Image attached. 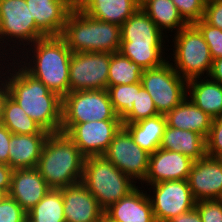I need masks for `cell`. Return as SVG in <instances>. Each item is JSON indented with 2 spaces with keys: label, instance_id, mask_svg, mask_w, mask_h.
<instances>
[{
  "label": "cell",
  "instance_id": "39",
  "mask_svg": "<svg viewBox=\"0 0 222 222\" xmlns=\"http://www.w3.org/2000/svg\"><path fill=\"white\" fill-rule=\"evenodd\" d=\"M12 134L6 126L0 124V164L9 165V143Z\"/></svg>",
  "mask_w": 222,
  "mask_h": 222
},
{
  "label": "cell",
  "instance_id": "14",
  "mask_svg": "<svg viewBox=\"0 0 222 222\" xmlns=\"http://www.w3.org/2000/svg\"><path fill=\"white\" fill-rule=\"evenodd\" d=\"M103 156L134 182L139 181L142 184L144 181L150 153L140 148L123 126L115 134Z\"/></svg>",
  "mask_w": 222,
  "mask_h": 222
},
{
  "label": "cell",
  "instance_id": "41",
  "mask_svg": "<svg viewBox=\"0 0 222 222\" xmlns=\"http://www.w3.org/2000/svg\"><path fill=\"white\" fill-rule=\"evenodd\" d=\"M167 222H202L201 215L196 207L190 211L178 215L175 218L168 220Z\"/></svg>",
  "mask_w": 222,
  "mask_h": 222
},
{
  "label": "cell",
  "instance_id": "11",
  "mask_svg": "<svg viewBox=\"0 0 222 222\" xmlns=\"http://www.w3.org/2000/svg\"><path fill=\"white\" fill-rule=\"evenodd\" d=\"M110 53H72L69 67V92L107 90Z\"/></svg>",
  "mask_w": 222,
  "mask_h": 222
},
{
  "label": "cell",
  "instance_id": "37",
  "mask_svg": "<svg viewBox=\"0 0 222 222\" xmlns=\"http://www.w3.org/2000/svg\"><path fill=\"white\" fill-rule=\"evenodd\" d=\"M195 207L201 215L202 222H222L221 199L197 201Z\"/></svg>",
  "mask_w": 222,
  "mask_h": 222
},
{
  "label": "cell",
  "instance_id": "40",
  "mask_svg": "<svg viewBox=\"0 0 222 222\" xmlns=\"http://www.w3.org/2000/svg\"><path fill=\"white\" fill-rule=\"evenodd\" d=\"M13 169L6 164H0V191L9 194Z\"/></svg>",
  "mask_w": 222,
  "mask_h": 222
},
{
  "label": "cell",
  "instance_id": "42",
  "mask_svg": "<svg viewBox=\"0 0 222 222\" xmlns=\"http://www.w3.org/2000/svg\"><path fill=\"white\" fill-rule=\"evenodd\" d=\"M208 77L222 84V58L213 60L211 71Z\"/></svg>",
  "mask_w": 222,
  "mask_h": 222
},
{
  "label": "cell",
  "instance_id": "1",
  "mask_svg": "<svg viewBox=\"0 0 222 222\" xmlns=\"http://www.w3.org/2000/svg\"><path fill=\"white\" fill-rule=\"evenodd\" d=\"M12 59L13 62L6 63V67H0L3 69L2 75H6L4 79L8 94L44 130L59 133L62 123V98L29 74L14 57Z\"/></svg>",
  "mask_w": 222,
  "mask_h": 222
},
{
  "label": "cell",
  "instance_id": "15",
  "mask_svg": "<svg viewBox=\"0 0 222 222\" xmlns=\"http://www.w3.org/2000/svg\"><path fill=\"white\" fill-rule=\"evenodd\" d=\"M195 201L222 198V160L205 156L195 160L187 179Z\"/></svg>",
  "mask_w": 222,
  "mask_h": 222
},
{
  "label": "cell",
  "instance_id": "24",
  "mask_svg": "<svg viewBox=\"0 0 222 222\" xmlns=\"http://www.w3.org/2000/svg\"><path fill=\"white\" fill-rule=\"evenodd\" d=\"M187 97L212 118L222 114V84L209 77L187 80Z\"/></svg>",
  "mask_w": 222,
  "mask_h": 222
},
{
  "label": "cell",
  "instance_id": "43",
  "mask_svg": "<svg viewBox=\"0 0 222 222\" xmlns=\"http://www.w3.org/2000/svg\"><path fill=\"white\" fill-rule=\"evenodd\" d=\"M0 124L2 123L3 118V107L5 99L8 95L7 84L4 79V75H1L2 69H0Z\"/></svg>",
  "mask_w": 222,
  "mask_h": 222
},
{
  "label": "cell",
  "instance_id": "26",
  "mask_svg": "<svg viewBox=\"0 0 222 222\" xmlns=\"http://www.w3.org/2000/svg\"><path fill=\"white\" fill-rule=\"evenodd\" d=\"M166 125L165 115L158 114L123 127L140 148L152 154L160 147Z\"/></svg>",
  "mask_w": 222,
  "mask_h": 222
},
{
  "label": "cell",
  "instance_id": "32",
  "mask_svg": "<svg viewBox=\"0 0 222 222\" xmlns=\"http://www.w3.org/2000/svg\"><path fill=\"white\" fill-rule=\"evenodd\" d=\"M156 115H158V112L154 101L148 91L142 86L139 91L136 92L132 112L122 121V124L136 123Z\"/></svg>",
  "mask_w": 222,
  "mask_h": 222
},
{
  "label": "cell",
  "instance_id": "21",
  "mask_svg": "<svg viewBox=\"0 0 222 222\" xmlns=\"http://www.w3.org/2000/svg\"><path fill=\"white\" fill-rule=\"evenodd\" d=\"M76 6L95 19L120 27L140 7L136 0H76Z\"/></svg>",
  "mask_w": 222,
  "mask_h": 222
},
{
  "label": "cell",
  "instance_id": "44",
  "mask_svg": "<svg viewBox=\"0 0 222 222\" xmlns=\"http://www.w3.org/2000/svg\"><path fill=\"white\" fill-rule=\"evenodd\" d=\"M8 194L6 192L0 191V203L5 199Z\"/></svg>",
  "mask_w": 222,
  "mask_h": 222
},
{
  "label": "cell",
  "instance_id": "48",
  "mask_svg": "<svg viewBox=\"0 0 222 222\" xmlns=\"http://www.w3.org/2000/svg\"><path fill=\"white\" fill-rule=\"evenodd\" d=\"M24 222H32V221L28 217H26Z\"/></svg>",
  "mask_w": 222,
  "mask_h": 222
},
{
  "label": "cell",
  "instance_id": "34",
  "mask_svg": "<svg viewBox=\"0 0 222 222\" xmlns=\"http://www.w3.org/2000/svg\"><path fill=\"white\" fill-rule=\"evenodd\" d=\"M183 20L195 24L204 18L205 3L202 0H172Z\"/></svg>",
  "mask_w": 222,
  "mask_h": 222
},
{
  "label": "cell",
  "instance_id": "10",
  "mask_svg": "<svg viewBox=\"0 0 222 222\" xmlns=\"http://www.w3.org/2000/svg\"><path fill=\"white\" fill-rule=\"evenodd\" d=\"M120 120L107 90L69 92L62 98V123Z\"/></svg>",
  "mask_w": 222,
  "mask_h": 222
},
{
  "label": "cell",
  "instance_id": "47",
  "mask_svg": "<svg viewBox=\"0 0 222 222\" xmlns=\"http://www.w3.org/2000/svg\"><path fill=\"white\" fill-rule=\"evenodd\" d=\"M99 222H109L105 217H103Z\"/></svg>",
  "mask_w": 222,
  "mask_h": 222
},
{
  "label": "cell",
  "instance_id": "9",
  "mask_svg": "<svg viewBox=\"0 0 222 222\" xmlns=\"http://www.w3.org/2000/svg\"><path fill=\"white\" fill-rule=\"evenodd\" d=\"M141 83L161 115H166L187 97V80L175 71L168 59L161 66L144 69Z\"/></svg>",
  "mask_w": 222,
  "mask_h": 222
},
{
  "label": "cell",
  "instance_id": "5",
  "mask_svg": "<svg viewBox=\"0 0 222 222\" xmlns=\"http://www.w3.org/2000/svg\"><path fill=\"white\" fill-rule=\"evenodd\" d=\"M61 37L72 53H116L121 45V27L95 19L77 6L69 13Z\"/></svg>",
  "mask_w": 222,
  "mask_h": 222
},
{
  "label": "cell",
  "instance_id": "13",
  "mask_svg": "<svg viewBox=\"0 0 222 222\" xmlns=\"http://www.w3.org/2000/svg\"><path fill=\"white\" fill-rule=\"evenodd\" d=\"M149 189L153 192L148 197L156 222H167L195 207L196 201L187 180L162 181L152 184Z\"/></svg>",
  "mask_w": 222,
  "mask_h": 222
},
{
  "label": "cell",
  "instance_id": "38",
  "mask_svg": "<svg viewBox=\"0 0 222 222\" xmlns=\"http://www.w3.org/2000/svg\"><path fill=\"white\" fill-rule=\"evenodd\" d=\"M203 19L211 26L222 30V0H216L205 4Z\"/></svg>",
  "mask_w": 222,
  "mask_h": 222
},
{
  "label": "cell",
  "instance_id": "49",
  "mask_svg": "<svg viewBox=\"0 0 222 222\" xmlns=\"http://www.w3.org/2000/svg\"><path fill=\"white\" fill-rule=\"evenodd\" d=\"M0 61H2L3 62V60H2V58L0 57ZM2 62H0V66H1V64L3 65V63Z\"/></svg>",
  "mask_w": 222,
  "mask_h": 222
},
{
  "label": "cell",
  "instance_id": "16",
  "mask_svg": "<svg viewBox=\"0 0 222 222\" xmlns=\"http://www.w3.org/2000/svg\"><path fill=\"white\" fill-rule=\"evenodd\" d=\"M193 162L182 153L158 148L150 154L148 172L142 183L150 186L167 180H187Z\"/></svg>",
  "mask_w": 222,
  "mask_h": 222
},
{
  "label": "cell",
  "instance_id": "19",
  "mask_svg": "<svg viewBox=\"0 0 222 222\" xmlns=\"http://www.w3.org/2000/svg\"><path fill=\"white\" fill-rule=\"evenodd\" d=\"M62 197L66 222H99L104 217L97 199L81 182L62 188Z\"/></svg>",
  "mask_w": 222,
  "mask_h": 222
},
{
  "label": "cell",
  "instance_id": "46",
  "mask_svg": "<svg viewBox=\"0 0 222 222\" xmlns=\"http://www.w3.org/2000/svg\"><path fill=\"white\" fill-rule=\"evenodd\" d=\"M146 0H136V2L141 5L143 2H145Z\"/></svg>",
  "mask_w": 222,
  "mask_h": 222
},
{
  "label": "cell",
  "instance_id": "2",
  "mask_svg": "<svg viewBox=\"0 0 222 222\" xmlns=\"http://www.w3.org/2000/svg\"><path fill=\"white\" fill-rule=\"evenodd\" d=\"M24 50L25 52H19L22 55L20 58L14 59L52 92L61 98L65 97L69 93V67L72 56L65 40L61 36H46Z\"/></svg>",
  "mask_w": 222,
  "mask_h": 222
},
{
  "label": "cell",
  "instance_id": "8",
  "mask_svg": "<svg viewBox=\"0 0 222 222\" xmlns=\"http://www.w3.org/2000/svg\"><path fill=\"white\" fill-rule=\"evenodd\" d=\"M173 60L169 58L172 67L184 79L209 76L213 59L209 47L200 32L190 24L173 34ZM205 73V74H204Z\"/></svg>",
  "mask_w": 222,
  "mask_h": 222
},
{
  "label": "cell",
  "instance_id": "3",
  "mask_svg": "<svg viewBox=\"0 0 222 222\" xmlns=\"http://www.w3.org/2000/svg\"><path fill=\"white\" fill-rule=\"evenodd\" d=\"M164 37V33L139 7L121 26L119 52L141 66L143 70L155 68L168 59V56L166 58L164 55L166 49Z\"/></svg>",
  "mask_w": 222,
  "mask_h": 222
},
{
  "label": "cell",
  "instance_id": "12",
  "mask_svg": "<svg viewBox=\"0 0 222 222\" xmlns=\"http://www.w3.org/2000/svg\"><path fill=\"white\" fill-rule=\"evenodd\" d=\"M122 126L121 120L61 123L60 132L65 133L86 158L102 156Z\"/></svg>",
  "mask_w": 222,
  "mask_h": 222
},
{
  "label": "cell",
  "instance_id": "36",
  "mask_svg": "<svg viewBox=\"0 0 222 222\" xmlns=\"http://www.w3.org/2000/svg\"><path fill=\"white\" fill-rule=\"evenodd\" d=\"M27 213L9 195L0 203V222H24Z\"/></svg>",
  "mask_w": 222,
  "mask_h": 222
},
{
  "label": "cell",
  "instance_id": "33",
  "mask_svg": "<svg viewBox=\"0 0 222 222\" xmlns=\"http://www.w3.org/2000/svg\"><path fill=\"white\" fill-rule=\"evenodd\" d=\"M202 33L208 47L212 59L222 58V30L211 26L204 19L194 24Z\"/></svg>",
  "mask_w": 222,
  "mask_h": 222
},
{
  "label": "cell",
  "instance_id": "23",
  "mask_svg": "<svg viewBox=\"0 0 222 222\" xmlns=\"http://www.w3.org/2000/svg\"><path fill=\"white\" fill-rule=\"evenodd\" d=\"M165 117L169 127L194 131L205 139L209 135L212 117L197 107L188 97L168 112Z\"/></svg>",
  "mask_w": 222,
  "mask_h": 222
},
{
  "label": "cell",
  "instance_id": "35",
  "mask_svg": "<svg viewBox=\"0 0 222 222\" xmlns=\"http://www.w3.org/2000/svg\"><path fill=\"white\" fill-rule=\"evenodd\" d=\"M206 155L222 157V114L212 118L211 128L206 138Z\"/></svg>",
  "mask_w": 222,
  "mask_h": 222
},
{
  "label": "cell",
  "instance_id": "4",
  "mask_svg": "<svg viewBox=\"0 0 222 222\" xmlns=\"http://www.w3.org/2000/svg\"><path fill=\"white\" fill-rule=\"evenodd\" d=\"M84 159L65 133H50L43 145L37 169L51 189H62L81 182Z\"/></svg>",
  "mask_w": 222,
  "mask_h": 222
},
{
  "label": "cell",
  "instance_id": "31",
  "mask_svg": "<svg viewBox=\"0 0 222 222\" xmlns=\"http://www.w3.org/2000/svg\"><path fill=\"white\" fill-rule=\"evenodd\" d=\"M142 87V83L129 85L109 86L107 88L110 101L118 118L123 121L133 110V102L136 92Z\"/></svg>",
  "mask_w": 222,
  "mask_h": 222
},
{
  "label": "cell",
  "instance_id": "22",
  "mask_svg": "<svg viewBox=\"0 0 222 222\" xmlns=\"http://www.w3.org/2000/svg\"><path fill=\"white\" fill-rule=\"evenodd\" d=\"M49 134H12L9 143V166L14 169L37 167Z\"/></svg>",
  "mask_w": 222,
  "mask_h": 222
},
{
  "label": "cell",
  "instance_id": "17",
  "mask_svg": "<svg viewBox=\"0 0 222 222\" xmlns=\"http://www.w3.org/2000/svg\"><path fill=\"white\" fill-rule=\"evenodd\" d=\"M36 27L45 36H61L76 0H25Z\"/></svg>",
  "mask_w": 222,
  "mask_h": 222
},
{
  "label": "cell",
  "instance_id": "6",
  "mask_svg": "<svg viewBox=\"0 0 222 222\" xmlns=\"http://www.w3.org/2000/svg\"><path fill=\"white\" fill-rule=\"evenodd\" d=\"M81 183L97 199L103 210L127 196L137 187L136 182L103 155L84 159Z\"/></svg>",
  "mask_w": 222,
  "mask_h": 222
},
{
  "label": "cell",
  "instance_id": "20",
  "mask_svg": "<svg viewBox=\"0 0 222 222\" xmlns=\"http://www.w3.org/2000/svg\"><path fill=\"white\" fill-rule=\"evenodd\" d=\"M138 187L104 210L109 222H156L147 191Z\"/></svg>",
  "mask_w": 222,
  "mask_h": 222
},
{
  "label": "cell",
  "instance_id": "7",
  "mask_svg": "<svg viewBox=\"0 0 222 222\" xmlns=\"http://www.w3.org/2000/svg\"><path fill=\"white\" fill-rule=\"evenodd\" d=\"M44 37L46 36L36 27L35 20L31 17V12L25 0H0V50L3 51H0V57L4 60V64L6 63L5 60L7 62L8 59L12 60L10 56L20 57L19 50L24 51L25 47ZM9 42L15 44H9ZM7 47L8 49H6ZM14 47L18 51H15ZM15 52H18V54ZM8 56L9 58H7Z\"/></svg>",
  "mask_w": 222,
  "mask_h": 222
},
{
  "label": "cell",
  "instance_id": "45",
  "mask_svg": "<svg viewBox=\"0 0 222 222\" xmlns=\"http://www.w3.org/2000/svg\"><path fill=\"white\" fill-rule=\"evenodd\" d=\"M205 4L210 3V2H214L216 0H202Z\"/></svg>",
  "mask_w": 222,
  "mask_h": 222
},
{
  "label": "cell",
  "instance_id": "25",
  "mask_svg": "<svg viewBox=\"0 0 222 222\" xmlns=\"http://www.w3.org/2000/svg\"><path fill=\"white\" fill-rule=\"evenodd\" d=\"M159 148L182 153L195 161L206 156V139L194 131L166 125Z\"/></svg>",
  "mask_w": 222,
  "mask_h": 222
},
{
  "label": "cell",
  "instance_id": "30",
  "mask_svg": "<svg viewBox=\"0 0 222 222\" xmlns=\"http://www.w3.org/2000/svg\"><path fill=\"white\" fill-rule=\"evenodd\" d=\"M63 208L62 189H50L27 217L32 222H66Z\"/></svg>",
  "mask_w": 222,
  "mask_h": 222
},
{
  "label": "cell",
  "instance_id": "28",
  "mask_svg": "<svg viewBox=\"0 0 222 222\" xmlns=\"http://www.w3.org/2000/svg\"><path fill=\"white\" fill-rule=\"evenodd\" d=\"M2 124L13 134H50L29 117L9 94L4 102Z\"/></svg>",
  "mask_w": 222,
  "mask_h": 222
},
{
  "label": "cell",
  "instance_id": "27",
  "mask_svg": "<svg viewBox=\"0 0 222 222\" xmlns=\"http://www.w3.org/2000/svg\"><path fill=\"white\" fill-rule=\"evenodd\" d=\"M140 7L157 25L158 29L162 33L165 32L164 34L170 30V32L175 30L174 34L178 33L188 25L179 14L172 0H146Z\"/></svg>",
  "mask_w": 222,
  "mask_h": 222
},
{
  "label": "cell",
  "instance_id": "29",
  "mask_svg": "<svg viewBox=\"0 0 222 222\" xmlns=\"http://www.w3.org/2000/svg\"><path fill=\"white\" fill-rule=\"evenodd\" d=\"M142 73L143 68L141 66L132 62L120 52L110 53L108 87L141 82Z\"/></svg>",
  "mask_w": 222,
  "mask_h": 222
},
{
  "label": "cell",
  "instance_id": "18",
  "mask_svg": "<svg viewBox=\"0 0 222 222\" xmlns=\"http://www.w3.org/2000/svg\"><path fill=\"white\" fill-rule=\"evenodd\" d=\"M51 188L40 175L37 167L14 169L9 196L28 213Z\"/></svg>",
  "mask_w": 222,
  "mask_h": 222
}]
</instances>
